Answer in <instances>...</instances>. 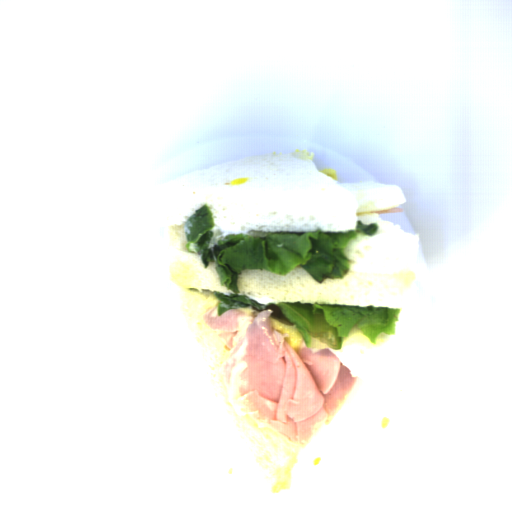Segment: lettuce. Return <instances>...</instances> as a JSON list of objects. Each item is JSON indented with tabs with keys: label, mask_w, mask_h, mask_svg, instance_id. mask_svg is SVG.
Listing matches in <instances>:
<instances>
[{
	"label": "lettuce",
	"mask_w": 512,
	"mask_h": 512,
	"mask_svg": "<svg viewBox=\"0 0 512 512\" xmlns=\"http://www.w3.org/2000/svg\"><path fill=\"white\" fill-rule=\"evenodd\" d=\"M216 225L210 206L205 204L186 220L184 229L187 251L201 254L205 269L209 263H215L221 285L232 290V294H226L188 288L218 300V316L241 307L271 310V317H279L296 326L307 348L314 338L328 348L341 349L343 338L353 326L374 344L381 333L395 334L401 309L291 301L262 304L240 292L238 286L239 274L244 269H263L282 276L288 275L297 265L319 283L326 279L341 281L347 277L353 263L344 252L346 245L360 236H376L379 232L377 223L362 224L358 220L356 230L343 232H297L267 234L265 237L233 233L226 234L209 247Z\"/></svg>",
	"instance_id": "obj_1"
}]
</instances>
